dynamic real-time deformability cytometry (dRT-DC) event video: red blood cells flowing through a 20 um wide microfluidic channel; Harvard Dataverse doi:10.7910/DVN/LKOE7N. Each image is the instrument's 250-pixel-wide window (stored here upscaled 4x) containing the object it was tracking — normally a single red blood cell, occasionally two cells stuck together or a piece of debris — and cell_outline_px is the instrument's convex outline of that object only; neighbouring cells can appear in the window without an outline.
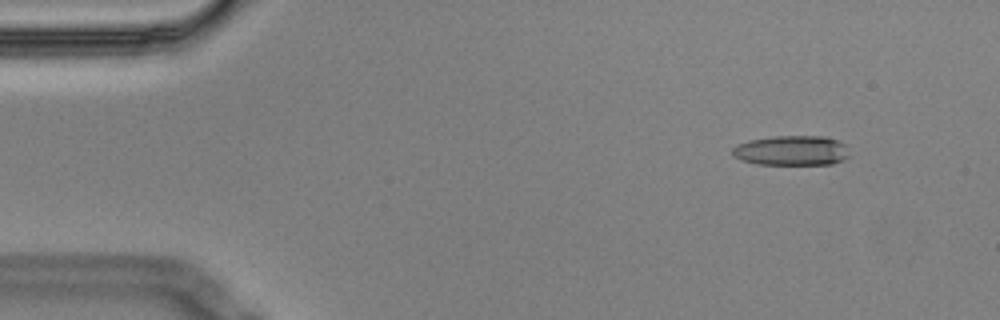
{"species": "Egyptian fruit bat (a non-hibernating species)", "species_latin": "Rousettus aegyptiacus", "temperature_condition": "cold", "stored_images_in_passage": 5, "camera_frame_rate_fps": 3000, "um_per_image_px": 0.085, "animal": {"sex": "male"}, "frame": {"image": 1, "passage_image": 2, "time_ms": 0.333, "image_size_px": [1000, 320], "cell_outline_px": [[848, 156], [844, 160], [832, 164], [756, 164], [740, 160], [732, 156], [732, 148], [736, 144], [748, 140], [776, 136], [824, 136], [836, 140], [844, 144]], "centroid_in_image_um": [67.22, 12.8], "position_along_channel_um": 17.8, "area_um2": 20.4}}